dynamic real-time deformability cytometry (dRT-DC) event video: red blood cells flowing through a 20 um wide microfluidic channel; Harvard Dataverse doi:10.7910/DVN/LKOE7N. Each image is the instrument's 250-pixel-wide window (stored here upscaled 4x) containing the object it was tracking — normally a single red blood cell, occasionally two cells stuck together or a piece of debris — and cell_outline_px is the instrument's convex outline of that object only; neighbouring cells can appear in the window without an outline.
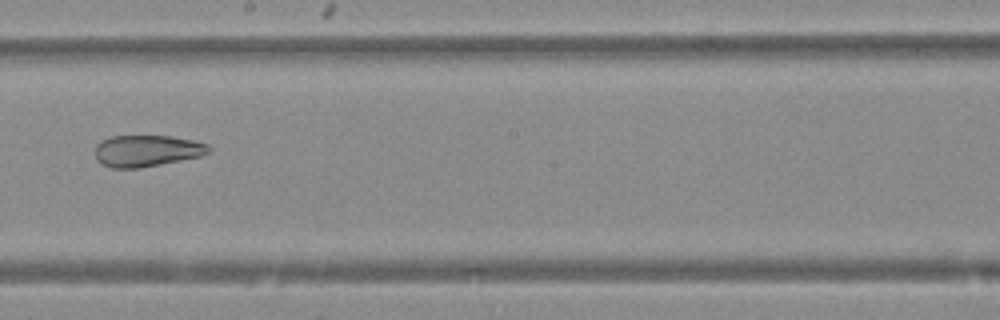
{"species": "Egyptian fruit bat (a non-hibernating species)", "species_latin": "Rousettus aegyptiacus", "temperature_condition": "warm", "stored_images_in_passage": 31, "camera_frame_rate_fps": 3000, "um_per_image_px": 0.085, "animal": {"sex": "female"}, "frame": {"image": 1, "passage_image": 14, "time_ms": 4.333, "image_size_px": [1000, 320], "cell_outline_px": [[212, 152], [200, 156], [140, 168], [112, 168], [100, 164], [96, 160], [96, 144], [112, 136], [172, 136], [192, 140], [208, 144], [212, 148]], "centroid_in_image_um": [12.5, 12.82], "position_along_channel_um": 235.7, "area_um2": 20.92}}
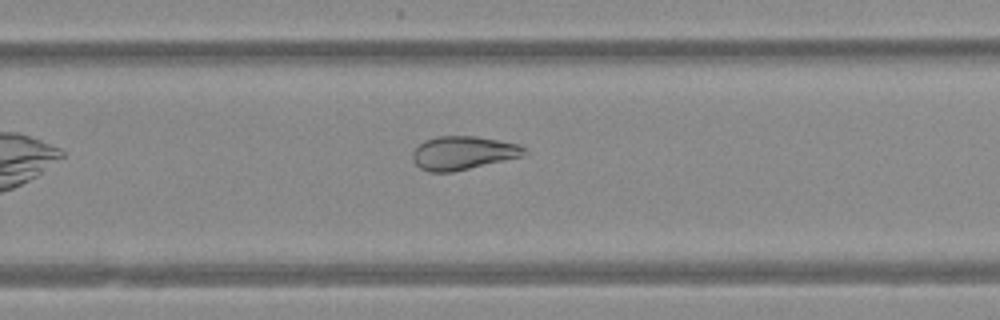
{"frame": {"image": 2, "passage_image": 18, "time_ms": 5.667, "image_size_px": [1000, 320], "cell_outline_px": [[528, 152], [520, 156], [504, 160], [452, 172], [428, 172], [420, 168], [416, 164], [412, 156], [412, 152], [424, 140], [436, 136], [476, 136], [520, 144]], "centroid_in_image_um": [39.33, 12.99], "position_along_channel_um": 290.5, "area_um2": 21.62}}